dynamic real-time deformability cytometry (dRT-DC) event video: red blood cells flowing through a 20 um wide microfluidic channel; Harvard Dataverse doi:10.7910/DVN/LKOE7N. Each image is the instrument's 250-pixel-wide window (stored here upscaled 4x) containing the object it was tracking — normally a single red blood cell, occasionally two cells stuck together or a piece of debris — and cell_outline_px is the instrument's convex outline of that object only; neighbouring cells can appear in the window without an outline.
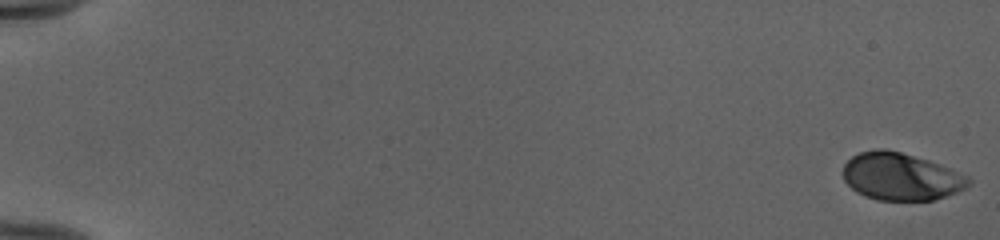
{"species": "human", "species_latin": "Homo sapiens", "temperature_condition": "cold", "stored_images_in_passage": 53, "camera_frame_rate_fps": 3000, "um_per_image_px": 0.085, "donor": {"sex": "female"}, "frame": {"image": 1, "passage_image": 1, "time_ms": 0.0, "image_size_px": [1000, 240], "cell_outline_px": [[972, 180], [964, 188], [956, 192], [932, 200], [880, 200], [864, 196], [856, 192], [844, 180], [844, 164], [852, 156], [860, 152], [876, 148], [884, 148], [900, 152], [928, 160], [968, 176]], "centroid_in_image_um": [76.54, 15.0], "position_along_channel_um": 8.5, "area_um2": 34.33}}
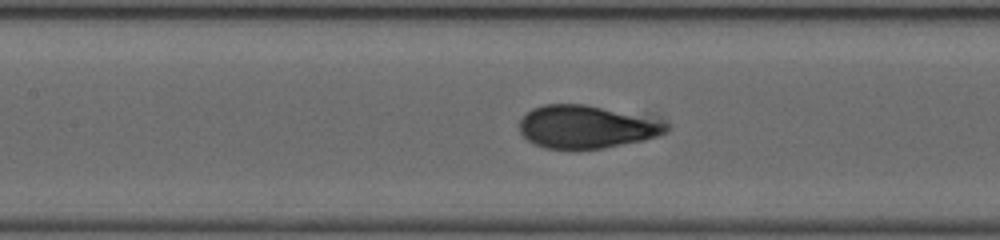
{"frame": {"image": 2, "passage_image": 27, "time_ms": 8.667, "image_size_px": [1000, 240], "cell_outline_px": [[668, 132], [644, 140], [604, 148], [544, 148], [528, 140], [520, 132], [520, 120], [532, 108], [544, 104], [584, 104], [668, 124]], "centroid_in_image_um": [49.76, 10.8], "position_along_channel_um": 157.6, "area_um2": 35.55}}
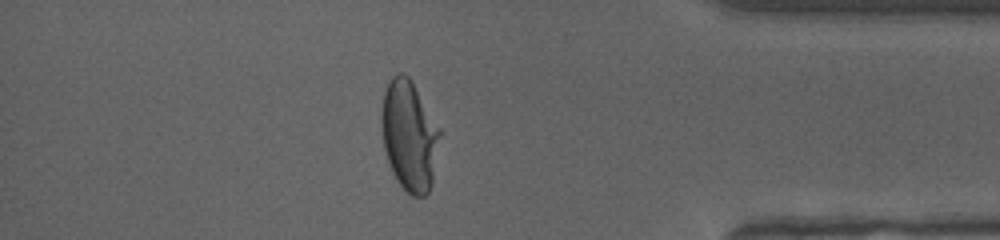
{"frame": {"image": 3, "passage_image": 47, "time_ms": 15.333, "image_size_px": [1000, 240], "cell_outline_px": [[440, 136], [432, 184], [428, 192], [424, 196], [412, 196], [396, 180], [392, 172], [384, 148], [380, 120], [380, 116], [384, 92], [392, 76], [400, 72], [404, 72], [408, 76], [440, 128]], "centroid_in_image_um": [34.78, 11.53], "position_along_channel_um": 400.4, "area_um2": 37.28}, "authors_computed_cell_mechanics": {"area_um2": 36.414, "velocity_mm_per_s": 3.9893, "shape_relaxation_time_tau1_ms": 4.661, "shape_relaxation_time_tau2_ms": null, "deformation_change_tau1": 0.1981, "deformation_change_tau2": null}}